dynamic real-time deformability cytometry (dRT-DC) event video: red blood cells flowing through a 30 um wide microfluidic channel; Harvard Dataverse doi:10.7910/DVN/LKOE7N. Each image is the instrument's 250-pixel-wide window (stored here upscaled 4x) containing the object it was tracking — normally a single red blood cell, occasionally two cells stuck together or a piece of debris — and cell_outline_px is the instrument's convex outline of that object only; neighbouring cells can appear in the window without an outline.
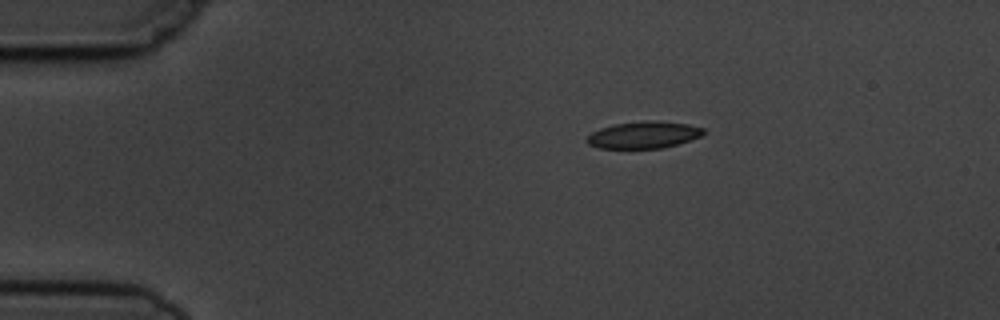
{"species": "common noctule bat (a hibernating species)", "species_latin": "Nyctalus noctula", "temperature_condition": "cold", "stored_images_in_passage": 4, "camera_frame_rate_fps": 3000, "um_per_image_px": 0.085, "animal": {"sex": "male", "body_mass_g": 19.5, "forearm_length_mm": 54.6}, "frame": {"image": 1, "passage_image": 1, "time_ms": 0.0, "image_size_px": [1000, 320], "cell_outline_px": [[704, 132], [700, 136], [664, 148], [600, 148], [588, 144], [584, 140], [592, 132], [600, 128], [612, 124], [644, 120], [652, 120], [688, 124], [704, 128]], "centroid_in_image_um": [54.66, 11.45], "position_along_channel_um": 30.3, "area_um2": 18.26}}
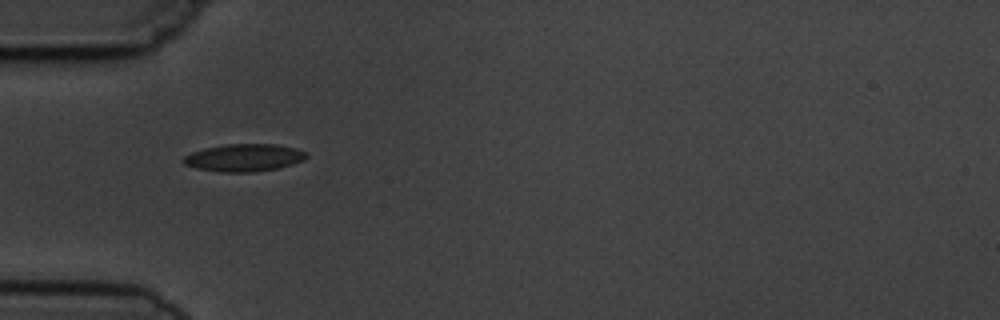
{"frame": {"image": 2, "passage_image": 3, "time_ms": 2.333, "image_size_px": [1000, 320], "cell_outline_px": [[308, 156], [304, 160], [292, 164], [276, 168], [252, 172], [220, 172], [196, 168], [184, 164], [180, 160], [184, 156], [192, 152], [204, 148], [228, 144], [276, 144], [308, 152]], "centroid_in_image_um": [20.72, 13.4], "position_along_channel_um": 64.3, "area_um2": 19.65}}
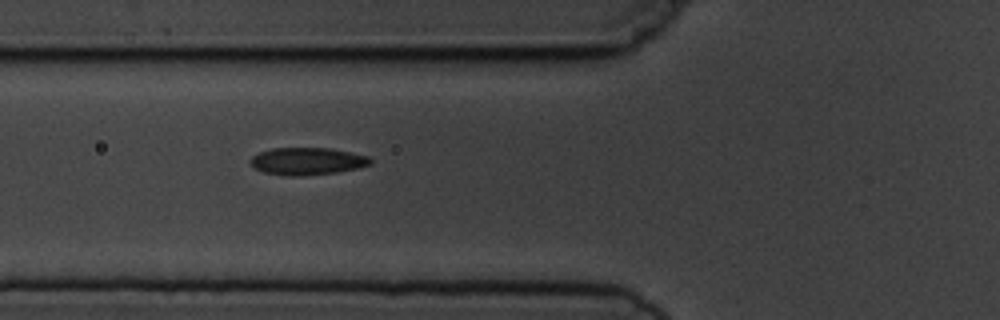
{"frame": {"image": 3, "passage_image": 4, "time_ms": 3.333, "image_size_px": [1000, 320], "cell_outline_px": [[372, 164], [356, 168], [336, 172], [300, 176], [288, 176], [264, 172], [256, 168], [248, 160], [252, 156], [260, 152], [272, 148], [332, 148], [368, 156], [372, 160]], "centroid_in_image_um": [26.12, 13.69], "position_along_channel_um": 99.7, "area_um2": 19.02}}